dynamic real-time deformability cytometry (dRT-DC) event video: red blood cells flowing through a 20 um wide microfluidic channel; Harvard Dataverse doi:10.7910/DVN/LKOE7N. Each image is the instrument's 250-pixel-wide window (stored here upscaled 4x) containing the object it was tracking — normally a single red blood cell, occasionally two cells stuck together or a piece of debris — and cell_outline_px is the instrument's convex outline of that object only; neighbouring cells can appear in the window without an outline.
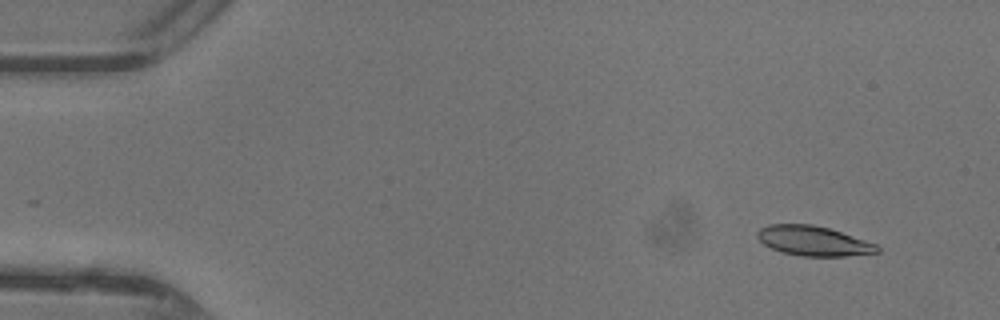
{"species": "common noctule bat (a hibernating species)", "species_latin": "Nyctalus noctula", "temperature_condition": "warm", "stored_images_in_passage": 45, "camera_frame_rate_fps": 3000, "um_per_image_px": 0.085, "animal": {"sex": "female"}, "frame": {"image": 1, "passage_image": 2, "time_ms": 0.333, "image_size_px": [1000, 320], "cell_outline_px": [[880, 252], [844, 256], [800, 256], [780, 252], [764, 244], [756, 236], [756, 232], [760, 228], [768, 224], [812, 224], [828, 228], [876, 244], [880, 248]], "centroid_in_image_um": [69.1, 20.48], "position_along_channel_um": 15.9, "area_um2": 20.69}}
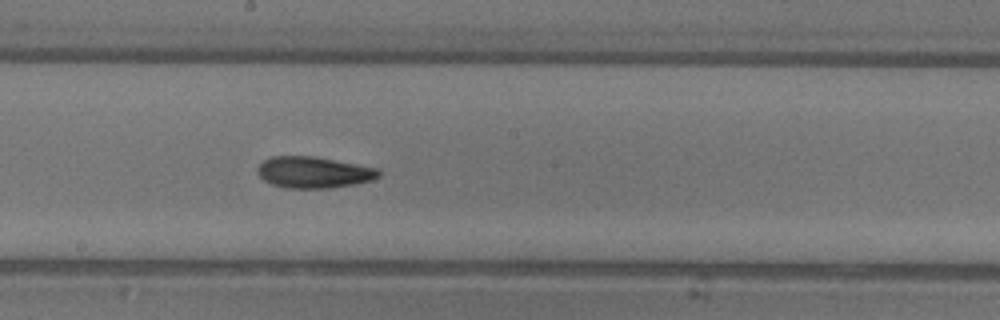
{"frame": {"image": 2, "passage_image": 24, "time_ms": 7.667, "image_size_px": [1000, 320], "cell_outline_px": [[380, 176], [372, 180], [356, 184], [332, 188], [288, 188], [272, 184], [264, 180], [256, 172], [256, 168], [264, 160], [272, 156], [316, 156], [380, 168]], "centroid_in_image_um": [26.69, 14.64], "position_along_channel_um": 221.5, "area_um2": 22.43}}
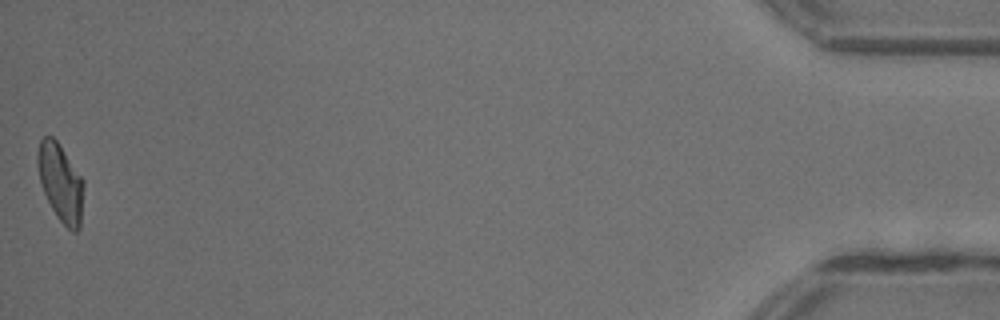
{"frame": {"image": 3, "passage_image": 45, "time_ms": 14.667, "image_size_px": [1000, 320], "cell_outline_px": [[84, 184], [80, 228], [76, 232], [72, 232], [56, 216], [44, 192], [40, 180], [36, 164], [36, 152], [40, 140], [44, 136], [52, 136], [56, 140], [84, 180]], "centroid_in_image_um": [5.14, 15.51], "position_along_channel_um": 430.1, "area_um2": 20.81}, "authors_computed_cell_mechanics": {"area_um2": 21.3282, "velocity_mm_per_s": 4.407, "shape_relaxation_time_tau1_ms": 8.206, "shape_relaxation_time_tau2_ms": 4.5677, "deformation_change_tau1": 0.2652, "deformation_change_tau2": 0.1398}}